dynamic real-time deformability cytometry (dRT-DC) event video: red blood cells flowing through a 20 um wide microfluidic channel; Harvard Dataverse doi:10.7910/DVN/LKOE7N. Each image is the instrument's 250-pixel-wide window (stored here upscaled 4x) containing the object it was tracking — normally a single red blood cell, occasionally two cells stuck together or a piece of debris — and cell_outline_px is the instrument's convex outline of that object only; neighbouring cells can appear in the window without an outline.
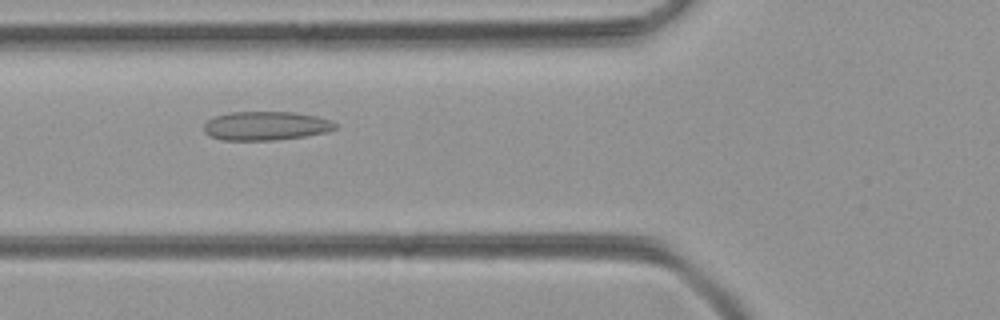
{"species": "common noctule bat (a hibernating species)", "species_latin": "Nyctalus noctula", "temperature_condition": "room temperature", "stored_images_in_passage": 50, "camera_frame_rate_fps": 3000, "um_per_image_px": 0.085, "animal": {"sex": "female", "body_mass_g": 21.9}, "frame": {"image": 1, "passage_image": 18, "time_ms": 5.667, "image_size_px": [1000, 320], "cell_outline_px": [[340, 124], [336, 128], [324, 132], [304, 136], [276, 140], [224, 140], [208, 136], [204, 132], [204, 124], [212, 116], [232, 112], [292, 112], [316, 116], [332, 120]], "centroid_in_image_um": [22.58, 10.69], "position_along_channel_um": 103.2, "area_um2": 22.2}}
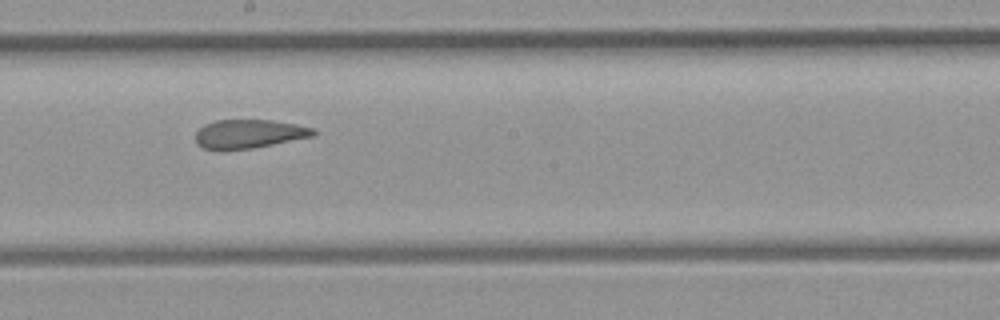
{"frame": {"image": 2, "passage_image": 27, "time_ms": 8.667, "image_size_px": [1000, 320], "cell_outline_px": [[316, 132], [312, 136], [252, 148], [224, 152], [216, 152], [200, 148], [196, 144], [196, 132], [204, 124], [216, 120], [272, 120], [296, 124], [316, 128]], "centroid_in_image_um": [21.08, 11.41], "position_along_channel_um": 227.1, "area_um2": 20.23}}
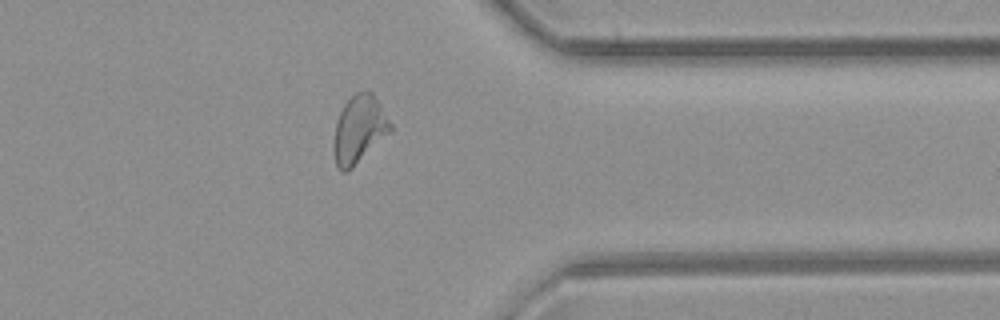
{"frame": {"image": 3, "passage_image": 39, "time_ms": 12.667, "image_size_px": [1000, 320], "cell_outline_px": [[392, 128], [352, 168], [344, 172], [340, 172], [336, 164], [332, 148], [332, 144], [336, 120], [344, 104], [356, 92], [364, 88], [372, 92], [380, 104], [392, 124]], "centroid_in_image_um": [30.48, 10.97], "position_along_channel_um": 380.9, "area_um2": 22.2}}